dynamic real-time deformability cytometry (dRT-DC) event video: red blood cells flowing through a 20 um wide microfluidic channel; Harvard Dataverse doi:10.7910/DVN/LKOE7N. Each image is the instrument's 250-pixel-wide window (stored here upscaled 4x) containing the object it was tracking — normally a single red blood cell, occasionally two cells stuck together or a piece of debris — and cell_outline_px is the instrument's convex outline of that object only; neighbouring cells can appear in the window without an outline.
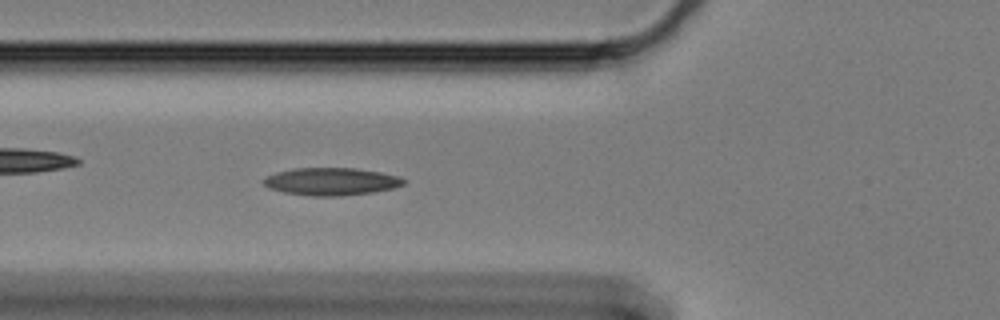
{"species": "Egyptian fruit bat (a non-hibernating species)", "species_latin": "Rousettus aegyptiacus", "temperature_condition": "cold", "stored_images_in_passage": 56, "camera_frame_rate_fps": 3000, "um_per_image_px": 0.085, "animal": {"sex": "female"}, "frame": {"image": 1, "passage_image": 17, "time_ms": 5.333, "image_size_px": [1000, 320], "cell_outline_px": [[404, 184], [392, 188], [372, 192], [340, 196], [312, 196], [284, 192], [268, 188], [264, 184], [264, 180], [268, 176], [276, 172], [292, 168], [356, 168], [380, 172], [396, 176], [404, 180]], "centroid_in_image_um": [28.12, 15.42], "position_along_channel_um": 97.7, "area_um2": 22.25}}
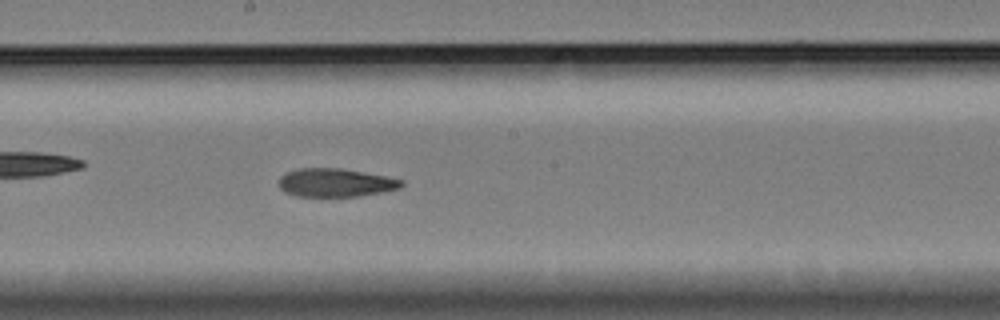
{"frame": {"image": 2, "passage_image": 28, "time_ms": 9.0, "image_size_px": [1000, 320], "cell_outline_px": [[404, 184], [400, 188], [360, 196], [296, 196], [284, 192], [280, 188], [280, 176], [288, 172], [300, 168], [340, 168], [384, 176], [404, 180]], "centroid_in_image_um": [28.51, 15.53], "position_along_channel_um": 219.7, "area_um2": 20.06}}
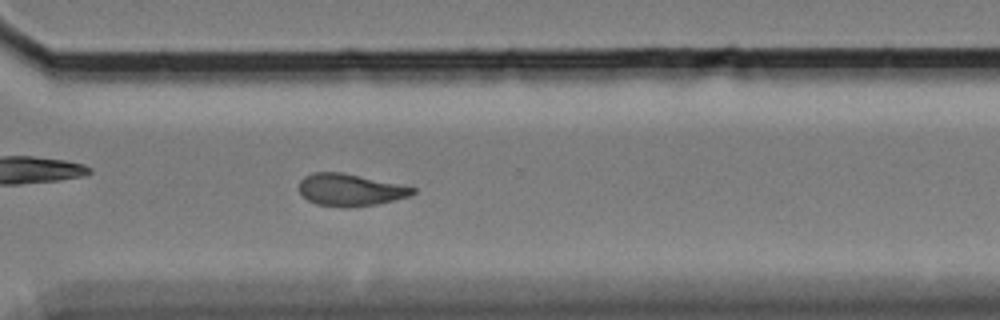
{"frame": {"image": 3, "passage_image": 39, "time_ms": 12.667, "image_size_px": [1000, 320], "cell_outline_px": [[416, 192], [412, 196], [376, 204], [348, 208], [344, 208], [316, 204], [308, 200], [300, 192], [300, 180], [304, 176], [312, 172], [340, 172], [416, 188]], "centroid_in_image_um": [29.75, 16.15], "position_along_channel_um": 340.8, "area_um2": 21.15}, "authors_computed_cell_mechanics": {"area_um2": 21.2704, "velocity_mm_per_s": 3.3075, "shape_relaxation_time_tau1_ms": null, "shape_relaxation_time_tau2_ms": 5.7359, "deformation_change_tau1": null, "deformation_change_tau2": 0.1304}}